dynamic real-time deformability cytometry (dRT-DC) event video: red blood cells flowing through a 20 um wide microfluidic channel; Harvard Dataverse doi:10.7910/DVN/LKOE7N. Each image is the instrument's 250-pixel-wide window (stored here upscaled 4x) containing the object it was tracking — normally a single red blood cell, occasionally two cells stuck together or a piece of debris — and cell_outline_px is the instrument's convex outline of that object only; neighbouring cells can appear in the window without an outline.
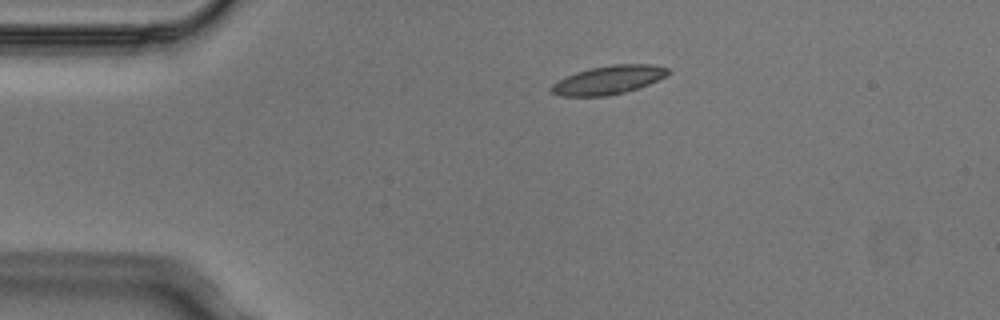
{"species": "Egyptian fruit bat (a non-hibernating species)", "species_latin": "Rousettus aegyptiacus", "temperature_condition": "cold", "stored_images_in_passage": 1, "camera_frame_rate_fps": 3000, "um_per_image_px": 0.085, "animal": {"sex": "male"}, "frame": {"image": 1, "passage_image": 1, "time_ms": 0.0, "image_size_px": [1000, 320], "cell_outline_px": [[672, 72], [648, 84], [624, 92], [608, 96], [560, 96], [552, 92], [548, 88], [552, 84], [576, 72], [592, 68], [612, 64], [652, 64], [668, 68]], "centroid_in_image_um": [51.71, 6.79], "position_along_channel_um": 33.3, "area_um2": 19.19}}